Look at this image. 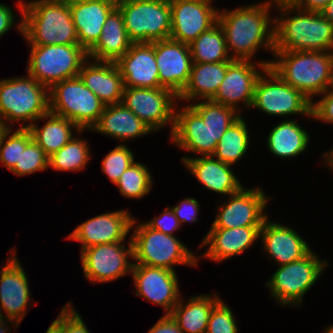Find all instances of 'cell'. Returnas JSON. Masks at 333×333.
Masks as SVG:
<instances>
[{
    "instance_id": "obj_1",
    "label": "cell",
    "mask_w": 333,
    "mask_h": 333,
    "mask_svg": "<svg viewBox=\"0 0 333 333\" xmlns=\"http://www.w3.org/2000/svg\"><path fill=\"white\" fill-rule=\"evenodd\" d=\"M273 6L276 3L267 0L219 10L218 23L224 30L226 47L233 60H252L260 48L273 56L275 17H270Z\"/></svg>"
},
{
    "instance_id": "obj_2",
    "label": "cell",
    "mask_w": 333,
    "mask_h": 333,
    "mask_svg": "<svg viewBox=\"0 0 333 333\" xmlns=\"http://www.w3.org/2000/svg\"><path fill=\"white\" fill-rule=\"evenodd\" d=\"M275 8L274 51H333V25L321 12L291 2L276 3Z\"/></svg>"
},
{
    "instance_id": "obj_3",
    "label": "cell",
    "mask_w": 333,
    "mask_h": 333,
    "mask_svg": "<svg viewBox=\"0 0 333 333\" xmlns=\"http://www.w3.org/2000/svg\"><path fill=\"white\" fill-rule=\"evenodd\" d=\"M273 55L270 68L311 101L333 87V51H274Z\"/></svg>"
},
{
    "instance_id": "obj_4",
    "label": "cell",
    "mask_w": 333,
    "mask_h": 333,
    "mask_svg": "<svg viewBox=\"0 0 333 333\" xmlns=\"http://www.w3.org/2000/svg\"><path fill=\"white\" fill-rule=\"evenodd\" d=\"M22 36L30 46L79 44L69 5L24 1Z\"/></svg>"
},
{
    "instance_id": "obj_5",
    "label": "cell",
    "mask_w": 333,
    "mask_h": 333,
    "mask_svg": "<svg viewBox=\"0 0 333 333\" xmlns=\"http://www.w3.org/2000/svg\"><path fill=\"white\" fill-rule=\"evenodd\" d=\"M48 112L49 89L29 74L0 79V119L9 128L13 122H21L19 128H28Z\"/></svg>"
},
{
    "instance_id": "obj_6",
    "label": "cell",
    "mask_w": 333,
    "mask_h": 333,
    "mask_svg": "<svg viewBox=\"0 0 333 333\" xmlns=\"http://www.w3.org/2000/svg\"><path fill=\"white\" fill-rule=\"evenodd\" d=\"M134 264L163 267L175 271L174 265L198 266L199 258L175 235L150 228L133 219L131 231Z\"/></svg>"
},
{
    "instance_id": "obj_7",
    "label": "cell",
    "mask_w": 333,
    "mask_h": 333,
    "mask_svg": "<svg viewBox=\"0 0 333 333\" xmlns=\"http://www.w3.org/2000/svg\"><path fill=\"white\" fill-rule=\"evenodd\" d=\"M328 262L320 259L318 253L311 250L305 257L292 263L278 266L266 282L270 297L282 306H300L306 292L318 281L328 267Z\"/></svg>"
},
{
    "instance_id": "obj_8",
    "label": "cell",
    "mask_w": 333,
    "mask_h": 333,
    "mask_svg": "<svg viewBox=\"0 0 333 333\" xmlns=\"http://www.w3.org/2000/svg\"><path fill=\"white\" fill-rule=\"evenodd\" d=\"M29 51L27 74L48 89L77 77L89 59L88 51L79 44L31 46Z\"/></svg>"
},
{
    "instance_id": "obj_9",
    "label": "cell",
    "mask_w": 333,
    "mask_h": 333,
    "mask_svg": "<svg viewBox=\"0 0 333 333\" xmlns=\"http://www.w3.org/2000/svg\"><path fill=\"white\" fill-rule=\"evenodd\" d=\"M105 106L79 76L58 82L49 89V112L71 120L81 130L91 131Z\"/></svg>"
},
{
    "instance_id": "obj_10",
    "label": "cell",
    "mask_w": 333,
    "mask_h": 333,
    "mask_svg": "<svg viewBox=\"0 0 333 333\" xmlns=\"http://www.w3.org/2000/svg\"><path fill=\"white\" fill-rule=\"evenodd\" d=\"M311 106L308 97L267 67L257 79L250 109L256 108L269 116H283L284 119L299 114L313 119Z\"/></svg>"
},
{
    "instance_id": "obj_11",
    "label": "cell",
    "mask_w": 333,
    "mask_h": 333,
    "mask_svg": "<svg viewBox=\"0 0 333 333\" xmlns=\"http://www.w3.org/2000/svg\"><path fill=\"white\" fill-rule=\"evenodd\" d=\"M128 37L132 43H151L170 38L169 0H138L120 4Z\"/></svg>"
},
{
    "instance_id": "obj_12",
    "label": "cell",
    "mask_w": 333,
    "mask_h": 333,
    "mask_svg": "<svg viewBox=\"0 0 333 333\" xmlns=\"http://www.w3.org/2000/svg\"><path fill=\"white\" fill-rule=\"evenodd\" d=\"M129 240L127 247L125 242H114L83 249L80 258L85 278L91 283L99 284L131 274L134 255L131 237Z\"/></svg>"
},
{
    "instance_id": "obj_13",
    "label": "cell",
    "mask_w": 333,
    "mask_h": 333,
    "mask_svg": "<svg viewBox=\"0 0 333 333\" xmlns=\"http://www.w3.org/2000/svg\"><path fill=\"white\" fill-rule=\"evenodd\" d=\"M178 102L171 90L163 87H125L121 103L130 109L155 133L170 125L174 126V111Z\"/></svg>"
},
{
    "instance_id": "obj_14",
    "label": "cell",
    "mask_w": 333,
    "mask_h": 333,
    "mask_svg": "<svg viewBox=\"0 0 333 333\" xmlns=\"http://www.w3.org/2000/svg\"><path fill=\"white\" fill-rule=\"evenodd\" d=\"M228 197V201L218 204L210 228L261 227L269 218L265 210L271 200L262 188L243 186Z\"/></svg>"
},
{
    "instance_id": "obj_15",
    "label": "cell",
    "mask_w": 333,
    "mask_h": 333,
    "mask_svg": "<svg viewBox=\"0 0 333 333\" xmlns=\"http://www.w3.org/2000/svg\"><path fill=\"white\" fill-rule=\"evenodd\" d=\"M253 61L234 60L227 67L225 78L211 100L233 107L239 112L240 103L246 109H250L257 79L267 67H270L272 60L263 59V61L258 60L257 63Z\"/></svg>"
},
{
    "instance_id": "obj_16",
    "label": "cell",
    "mask_w": 333,
    "mask_h": 333,
    "mask_svg": "<svg viewBox=\"0 0 333 333\" xmlns=\"http://www.w3.org/2000/svg\"><path fill=\"white\" fill-rule=\"evenodd\" d=\"M213 0H169L171 7L170 38L190 44L218 22L219 9Z\"/></svg>"
},
{
    "instance_id": "obj_17",
    "label": "cell",
    "mask_w": 333,
    "mask_h": 333,
    "mask_svg": "<svg viewBox=\"0 0 333 333\" xmlns=\"http://www.w3.org/2000/svg\"><path fill=\"white\" fill-rule=\"evenodd\" d=\"M131 275L136 296L163 307L165 314L172 312L181 297L176 271L134 264Z\"/></svg>"
},
{
    "instance_id": "obj_18",
    "label": "cell",
    "mask_w": 333,
    "mask_h": 333,
    "mask_svg": "<svg viewBox=\"0 0 333 333\" xmlns=\"http://www.w3.org/2000/svg\"><path fill=\"white\" fill-rule=\"evenodd\" d=\"M10 249L11 255L0 270V307L4 318L23 321L31 305V291L27 274L20 261L17 259L16 250Z\"/></svg>"
},
{
    "instance_id": "obj_19",
    "label": "cell",
    "mask_w": 333,
    "mask_h": 333,
    "mask_svg": "<svg viewBox=\"0 0 333 333\" xmlns=\"http://www.w3.org/2000/svg\"><path fill=\"white\" fill-rule=\"evenodd\" d=\"M154 51L160 85L179 96L189 82L193 64L189 44L168 38L154 41Z\"/></svg>"
},
{
    "instance_id": "obj_20",
    "label": "cell",
    "mask_w": 333,
    "mask_h": 333,
    "mask_svg": "<svg viewBox=\"0 0 333 333\" xmlns=\"http://www.w3.org/2000/svg\"><path fill=\"white\" fill-rule=\"evenodd\" d=\"M133 219L127 209L109 211L79 224L66 238L80 242V252L97 244L125 242Z\"/></svg>"
},
{
    "instance_id": "obj_21",
    "label": "cell",
    "mask_w": 333,
    "mask_h": 333,
    "mask_svg": "<svg viewBox=\"0 0 333 333\" xmlns=\"http://www.w3.org/2000/svg\"><path fill=\"white\" fill-rule=\"evenodd\" d=\"M174 111V126L170 134L173 145L200 156H212L218 142H212V130L201 116L187 105ZM177 111V112H176Z\"/></svg>"
},
{
    "instance_id": "obj_22",
    "label": "cell",
    "mask_w": 333,
    "mask_h": 333,
    "mask_svg": "<svg viewBox=\"0 0 333 333\" xmlns=\"http://www.w3.org/2000/svg\"><path fill=\"white\" fill-rule=\"evenodd\" d=\"M259 240L265 254L279 266L302 259L312 250L295 229L268 218L261 226Z\"/></svg>"
},
{
    "instance_id": "obj_23",
    "label": "cell",
    "mask_w": 333,
    "mask_h": 333,
    "mask_svg": "<svg viewBox=\"0 0 333 333\" xmlns=\"http://www.w3.org/2000/svg\"><path fill=\"white\" fill-rule=\"evenodd\" d=\"M260 231L261 227L210 228L199 245L198 251L207 247L200 257L219 263L241 255L260 238Z\"/></svg>"
},
{
    "instance_id": "obj_24",
    "label": "cell",
    "mask_w": 333,
    "mask_h": 333,
    "mask_svg": "<svg viewBox=\"0 0 333 333\" xmlns=\"http://www.w3.org/2000/svg\"><path fill=\"white\" fill-rule=\"evenodd\" d=\"M116 64L122 74L124 87H162L159 82L154 42L132 43Z\"/></svg>"
},
{
    "instance_id": "obj_25",
    "label": "cell",
    "mask_w": 333,
    "mask_h": 333,
    "mask_svg": "<svg viewBox=\"0 0 333 333\" xmlns=\"http://www.w3.org/2000/svg\"><path fill=\"white\" fill-rule=\"evenodd\" d=\"M181 162L207 190L223 194L225 197L238 192L243 185L231 165L223 163L213 156L189 157L185 155Z\"/></svg>"
},
{
    "instance_id": "obj_26",
    "label": "cell",
    "mask_w": 333,
    "mask_h": 333,
    "mask_svg": "<svg viewBox=\"0 0 333 333\" xmlns=\"http://www.w3.org/2000/svg\"><path fill=\"white\" fill-rule=\"evenodd\" d=\"M78 76L106 106L121 103L125 87L116 62L88 59Z\"/></svg>"
},
{
    "instance_id": "obj_27",
    "label": "cell",
    "mask_w": 333,
    "mask_h": 333,
    "mask_svg": "<svg viewBox=\"0 0 333 333\" xmlns=\"http://www.w3.org/2000/svg\"><path fill=\"white\" fill-rule=\"evenodd\" d=\"M79 45L87 51L98 41L109 14L116 8L111 0H84L69 5Z\"/></svg>"
},
{
    "instance_id": "obj_28",
    "label": "cell",
    "mask_w": 333,
    "mask_h": 333,
    "mask_svg": "<svg viewBox=\"0 0 333 333\" xmlns=\"http://www.w3.org/2000/svg\"><path fill=\"white\" fill-rule=\"evenodd\" d=\"M93 131L122 142L147 136L153 131L122 103L107 105Z\"/></svg>"
},
{
    "instance_id": "obj_29",
    "label": "cell",
    "mask_w": 333,
    "mask_h": 333,
    "mask_svg": "<svg viewBox=\"0 0 333 333\" xmlns=\"http://www.w3.org/2000/svg\"><path fill=\"white\" fill-rule=\"evenodd\" d=\"M131 44L123 16L116 7L107 17L98 41L88 50V57L95 61L117 62Z\"/></svg>"
},
{
    "instance_id": "obj_30",
    "label": "cell",
    "mask_w": 333,
    "mask_h": 333,
    "mask_svg": "<svg viewBox=\"0 0 333 333\" xmlns=\"http://www.w3.org/2000/svg\"><path fill=\"white\" fill-rule=\"evenodd\" d=\"M232 62L193 63L189 82L178 101L211 100L225 78L227 67Z\"/></svg>"
},
{
    "instance_id": "obj_31",
    "label": "cell",
    "mask_w": 333,
    "mask_h": 333,
    "mask_svg": "<svg viewBox=\"0 0 333 333\" xmlns=\"http://www.w3.org/2000/svg\"><path fill=\"white\" fill-rule=\"evenodd\" d=\"M182 299L180 297L170 313L179 328L183 333H206L211 311L221 298L214 293V295H192L186 303Z\"/></svg>"
},
{
    "instance_id": "obj_32",
    "label": "cell",
    "mask_w": 333,
    "mask_h": 333,
    "mask_svg": "<svg viewBox=\"0 0 333 333\" xmlns=\"http://www.w3.org/2000/svg\"><path fill=\"white\" fill-rule=\"evenodd\" d=\"M295 120L283 119L267 134L266 147L275 157L282 159L298 157L307 149L311 136Z\"/></svg>"
},
{
    "instance_id": "obj_33",
    "label": "cell",
    "mask_w": 333,
    "mask_h": 333,
    "mask_svg": "<svg viewBox=\"0 0 333 333\" xmlns=\"http://www.w3.org/2000/svg\"><path fill=\"white\" fill-rule=\"evenodd\" d=\"M48 118V119H47ZM42 127L37 120L28 129L31 131L33 140L50 157L53 153L59 151L72 138L74 130L80 135L86 130H81L71 120L48 112L39 120H46ZM80 132V133H79Z\"/></svg>"
},
{
    "instance_id": "obj_34",
    "label": "cell",
    "mask_w": 333,
    "mask_h": 333,
    "mask_svg": "<svg viewBox=\"0 0 333 333\" xmlns=\"http://www.w3.org/2000/svg\"><path fill=\"white\" fill-rule=\"evenodd\" d=\"M193 63L233 62L227 47L225 33L217 22L189 44Z\"/></svg>"
},
{
    "instance_id": "obj_35",
    "label": "cell",
    "mask_w": 333,
    "mask_h": 333,
    "mask_svg": "<svg viewBox=\"0 0 333 333\" xmlns=\"http://www.w3.org/2000/svg\"><path fill=\"white\" fill-rule=\"evenodd\" d=\"M245 119L241 116L222 135L212 155L215 159L233 166L249 150L250 135Z\"/></svg>"
},
{
    "instance_id": "obj_36",
    "label": "cell",
    "mask_w": 333,
    "mask_h": 333,
    "mask_svg": "<svg viewBox=\"0 0 333 333\" xmlns=\"http://www.w3.org/2000/svg\"><path fill=\"white\" fill-rule=\"evenodd\" d=\"M212 130V142H218L227 129L238 120L242 113L230 106L212 100H199L189 104Z\"/></svg>"
},
{
    "instance_id": "obj_37",
    "label": "cell",
    "mask_w": 333,
    "mask_h": 333,
    "mask_svg": "<svg viewBox=\"0 0 333 333\" xmlns=\"http://www.w3.org/2000/svg\"><path fill=\"white\" fill-rule=\"evenodd\" d=\"M81 138L73 137L59 151L53 153L49 157V168L62 172L84 170L90 162L91 150L89 143Z\"/></svg>"
},
{
    "instance_id": "obj_38",
    "label": "cell",
    "mask_w": 333,
    "mask_h": 333,
    "mask_svg": "<svg viewBox=\"0 0 333 333\" xmlns=\"http://www.w3.org/2000/svg\"><path fill=\"white\" fill-rule=\"evenodd\" d=\"M149 168L140 162H133L118 179L115 186L120 194L129 199H141L152 190L153 178Z\"/></svg>"
},
{
    "instance_id": "obj_39",
    "label": "cell",
    "mask_w": 333,
    "mask_h": 333,
    "mask_svg": "<svg viewBox=\"0 0 333 333\" xmlns=\"http://www.w3.org/2000/svg\"><path fill=\"white\" fill-rule=\"evenodd\" d=\"M13 130L8 128L0 142V162L7 170L19 165L21 150H25L27 144L33 139L28 128H18L14 132Z\"/></svg>"
},
{
    "instance_id": "obj_40",
    "label": "cell",
    "mask_w": 333,
    "mask_h": 333,
    "mask_svg": "<svg viewBox=\"0 0 333 333\" xmlns=\"http://www.w3.org/2000/svg\"><path fill=\"white\" fill-rule=\"evenodd\" d=\"M49 168V156L44 150L32 139L21 150L19 165H15L10 171L17 176L31 175L35 172L44 171Z\"/></svg>"
},
{
    "instance_id": "obj_41",
    "label": "cell",
    "mask_w": 333,
    "mask_h": 333,
    "mask_svg": "<svg viewBox=\"0 0 333 333\" xmlns=\"http://www.w3.org/2000/svg\"><path fill=\"white\" fill-rule=\"evenodd\" d=\"M135 162V155L126 146V144H119L102 160L101 172L110 179L115 185L121 174Z\"/></svg>"
},
{
    "instance_id": "obj_42",
    "label": "cell",
    "mask_w": 333,
    "mask_h": 333,
    "mask_svg": "<svg viewBox=\"0 0 333 333\" xmlns=\"http://www.w3.org/2000/svg\"><path fill=\"white\" fill-rule=\"evenodd\" d=\"M232 309L221 299L211 311L206 333H238Z\"/></svg>"
},
{
    "instance_id": "obj_43",
    "label": "cell",
    "mask_w": 333,
    "mask_h": 333,
    "mask_svg": "<svg viewBox=\"0 0 333 333\" xmlns=\"http://www.w3.org/2000/svg\"><path fill=\"white\" fill-rule=\"evenodd\" d=\"M320 100L312 101L311 113L313 119L325 124H333V87L320 94Z\"/></svg>"
},
{
    "instance_id": "obj_44",
    "label": "cell",
    "mask_w": 333,
    "mask_h": 333,
    "mask_svg": "<svg viewBox=\"0 0 333 333\" xmlns=\"http://www.w3.org/2000/svg\"><path fill=\"white\" fill-rule=\"evenodd\" d=\"M74 308L69 301L62 307V333H90L81 315Z\"/></svg>"
},
{
    "instance_id": "obj_45",
    "label": "cell",
    "mask_w": 333,
    "mask_h": 333,
    "mask_svg": "<svg viewBox=\"0 0 333 333\" xmlns=\"http://www.w3.org/2000/svg\"><path fill=\"white\" fill-rule=\"evenodd\" d=\"M160 216H155L145 223L152 229L161 231L167 235L173 236L174 231H178L181 227L179 220L177 219L175 213L171 207H166Z\"/></svg>"
},
{
    "instance_id": "obj_46",
    "label": "cell",
    "mask_w": 333,
    "mask_h": 333,
    "mask_svg": "<svg viewBox=\"0 0 333 333\" xmlns=\"http://www.w3.org/2000/svg\"><path fill=\"white\" fill-rule=\"evenodd\" d=\"M173 212L175 213L177 219L179 220L181 226L185 222H193V224L197 223V215L199 214L200 204L198 203L197 199L192 197H187L186 199L182 200L177 203L176 206L171 207Z\"/></svg>"
},
{
    "instance_id": "obj_47",
    "label": "cell",
    "mask_w": 333,
    "mask_h": 333,
    "mask_svg": "<svg viewBox=\"0 0 333 333\" xmlns=\"http://www.w3.org/2000/svg\"><path fill=\"white\" fill-rule=\"evenodd\" d=\"M24 0H18L16 6L18 7V11L21 14L20 22L16 23V14L14 11L6 4L0 3V38L3 37L12 27L17 25V30L22 35V7Z\"/></svg>"
},
{
    "instance_id": "obj_48",
    "label": "cell",
    "mask_w": 333,
    "mask_h": 333,
    "mask_svg": "<svg viewBox=\"0 0 333 333\" xmlns=\"http://www.w3.org/2000/svg\"><path fill=\"white\" fill-rule=\"evenodd\" d=\"M147 333H183L170 314H164Z\"/></svg>"
},
{
    "instance_id": "obj_49",
    "label": "cell",
    "mask_w": 333,
    "mask_h": 333,
    "mask_svg": "<svg viewBox=\"0 0 333 333\" xmlns=\"http://www.w3.org/2000/svg\"><path fill=\"white\" fill-rule=\"evenodd\" d=\"M329 0H292L291 3L303 10L321 12Z\"/></svg>"
},
{
    "instance_id": "obj_50",
    "label": "cell",
    "mask_w": 333,
    "mask_h": 333,
    "mask_svg": "<svg viewBox=\"0 0 333 333\" xmlns=\"http://www.w3.org/2000/svg\"><path fill=\"white\" fill-rule=\"evenodd\" d=\"M45 333H62V309L60 314L55 320L52 321L50 327H48Z\"/></svg>"
},
{
    "instance_id": "obj_51",
    "label": "cell",
    "mask_w": 333,
    "mask_h": 333,
    "mask_svg": "<svg viewBox=\"0 0 333 333\" xmlns=\"http://www.w3.org/2000/svg\"><path fill=\"white\" fill-rule=\"evenodd\" d=\"M8 324H10L11 327L14 326L15 330L19 326V324L16 321H14V320L1 317L0 318V333H10L11 332V329L8 326ZM11 324H13V326Z\"/></svg>"
},
{
    "instance_id": "obj_52",
    "label": "cell",
    "mask_w": 333,
    "mask_h": 333,
    "mask_svg": "<svg viewBox=\"0 0 333 333\" xmlns=\"http://www.w3.org/2000/svg\"><path fill=\"white\" fill-rule=\"evenodd\" d=\"M321 13L333 25V0H329Z\"/></svg>"
},
{
    "instance_id": "obj_53",
    "label": "cell",
    "mask_w": 333,
    "mask_h": 333,
    "mask_svg": "<svg viewBox=\"0 0 333 333\" xmlns=\"http://www.w3.org/2000/svg\"><path fill=\"white\" fill-rule=\"evenodd\" d=\"M322 160H323V163H325L326 165L325 166H328V168L331 170H333V148L330 149V151H326L324 152V154L322 155Z\"/></svg>"
},
{
    "instance_id": "obj_54",
    "label": "cell",
    "mask_w": 333,
    "mask_h": 333,
    "mask_svg": "<svg viewBox=\"0 0 333 333\" xmlns=\"http://www.w3.org/2000/svg\"><path fill=\"white\" fill-rule=\"evenodd\" d=\"M48 1L53 2V3H60V4L70 5V4L80 2V1H84V0H48Z\"/></svg>"
},
{
    "instance_id": "obj_55",
    "label": "cell",
    "mask_w": 333,
    "mask_h": 333,
    "mask_svg": "<svg viewBox=\"0 0 333 333\" xmlns=\"http://www.w3.org/2000/svg\"><path fill=\"white\" fill-rule=\"evenodd\" d=\"M8 126L0 119V142L3 134L8 130Z\"/></svg>"
},
{
    "instance_id": "obj_56",
    "label": "cell",
    "mask_w": 333,
    "mask_h": 333,
    "mask_svg": "<svg viewBox=\"0 0 333 333\" xmlns=\"http://www.w3.org/2000/svg\"><path fill=\"white\" fill-rule=\"evenodd\" d=\"M114 5L117 7L120 4L126 3V2H131V1H138V0H111Z\"/></svg>"
},
{
    "instance_id": "obj_57",
    "label": "cell",
    "mask_w": 333,
    "mask_h": 333,
    "mask_svg": "<svg viewBox=\"0 0 333 333\" xmlns=\"http://www.w3.org/2000/svg\"><path fill=\"white\" fill-rule=\"evenodd\" d=\"M322 333H333V324L324 329Z\"/></svg>"
},
{
    "instance_id": "obj_58",
    "label": "cell",
    "mask_w": 333,
    "mask_h": 333,
    "mask_svg": "<svg viewBox=\"0 0 333 333\" xmlns=\"http://www.w3.org/2000/svg\"><path fill=\"white\" fill-rule=\"evenodd\" d=\"M270 2L279 3V2H291L292 0H269Z\"/></svg>"
},
{
    "instance_id": "obj_59",
    "label": "cell",
    "mask_w": 333,
    "mask_h": 333,
    "mask_svg": "<svg viewBox=\"0 0 333 333\" xmlns=\"http://www.w3.org/2000/svg\"><path fill=\"white\" fill-rule=\"evenodd\" d=\"M1 317H4L3 314H2V311H1V307H0V318Z\"/></svg>"
}]
</instances>
